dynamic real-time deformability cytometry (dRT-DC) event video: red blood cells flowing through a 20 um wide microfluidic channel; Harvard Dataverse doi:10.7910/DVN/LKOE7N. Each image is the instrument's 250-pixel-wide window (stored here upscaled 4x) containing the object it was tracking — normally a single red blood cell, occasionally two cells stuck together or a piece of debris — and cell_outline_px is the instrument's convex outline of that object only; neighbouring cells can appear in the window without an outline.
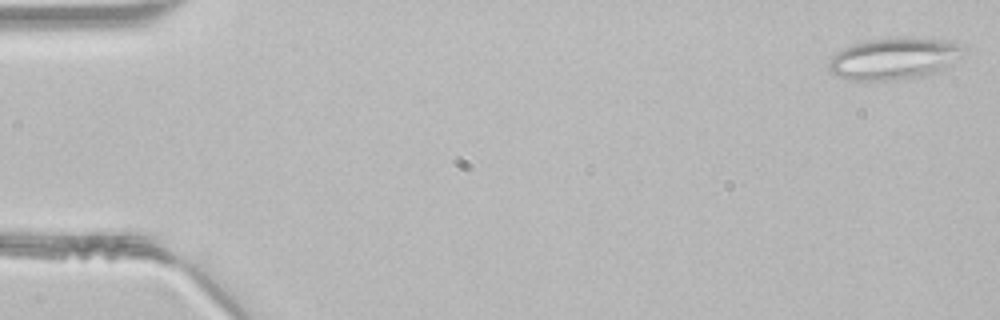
{"species": "common noctule bat (a hibernating species)", "species_latin": "Nyctalus noctula", "temperature_condition": "room temperature", "stored_images_in_passage": 46, "segment_of_instrument_passage": [1, 2], "camera_frame_rate_fps": 3000, "um_per_image_px": 0.085, "animal": {"sex": "male", "body_mass_g": 21.5, "forearm_length_mm": 52.0}, "frame": {"image": 1, "passage_image": 1, "time_ms": 0.0, "image_size_px": [1000, 320], "cell_outline_px": [[968, 52], [948, 68], [924, 76], [896, 80], [848, 80], [832, 72], [828, 68], [828, 64], [832, 56], [836, 52], [852, 44], [864, 40], [880, 36], [912, 36], [940, 40], [964, 44], [968, 48]], "centroid_in_image_um": [76.09, 4.94], "position_along_channel_um": 8.9, "area_um2": 33.99}}
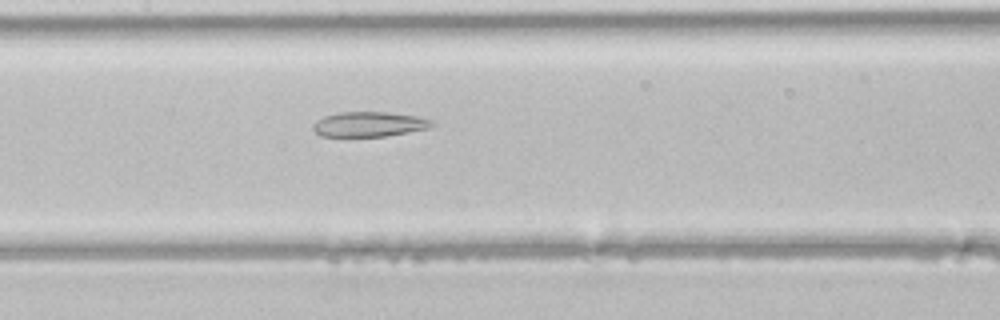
{"frame": {"image": 2, "passage_image": 22, "time_ms": 7.0, "image_size_px": [1000, 320], "cell_outline_px": [[436, 124], [432, 128], [384, 136], [320, 136], [312, 128], [312, 124], [324, 116], [340, 112], [388, 112], [416, 116], [432, 120]], "centroid_in_image_um": [31.41, 10.56], "position_along_channel_um": 176.0, "area_um2": 17.28}}
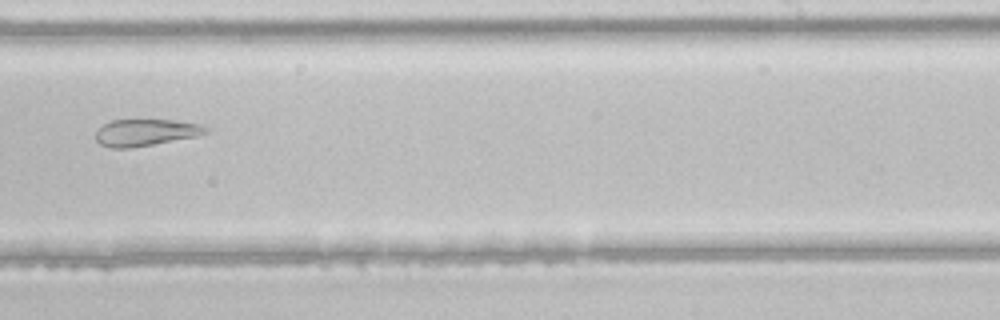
{"frame": {"image": 3, "passage_image": 29, "time_ms": 9.333, "image_size_px": [1000, 320], "cell_outline_px": [[208, 132], [196, 136], [152, 144], [128, 148], [112, 148], [100, 144], [96, 140], [96, 132], [104, 124], [112, 120], [172, 120], [200, 124], [208, 128]], "centroid_in_image_um": [12.37, 11.26], "position_along_channel_um": 276.6, "area_um2": 16.88}}